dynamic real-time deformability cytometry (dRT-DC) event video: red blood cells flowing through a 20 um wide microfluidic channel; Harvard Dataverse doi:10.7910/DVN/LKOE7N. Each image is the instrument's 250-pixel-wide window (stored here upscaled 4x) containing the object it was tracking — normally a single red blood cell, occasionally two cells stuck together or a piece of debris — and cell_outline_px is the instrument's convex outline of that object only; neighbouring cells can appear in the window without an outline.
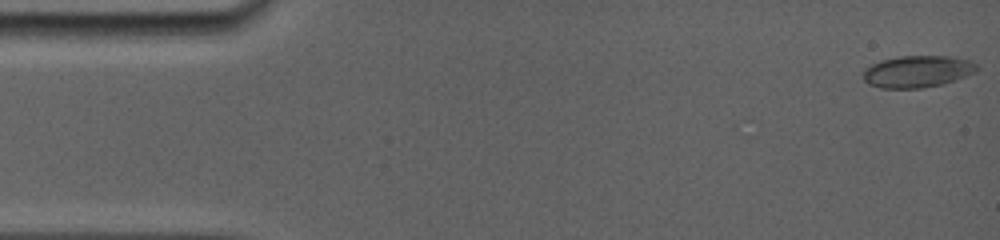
{"species": "common noctule bat (a hibernating species)", "species_latin": "Nyctalus noctula", "temperature_condition": "room temperature", "stored_images_in_passage": 55, "camera_frame_rate_fps": 5000, "um_per_image_px": 0.085, "animal": {"sex": "female", "body_mass_g": 19.0, "forearm_length_mm": 56.7}, "frame": {"image": 1, "passage_image": 1, "time_ms": 0.0, "image_size_px": [1000, 240], "cell_outline_px": [[980, 68], [976, 72], [944, 84], [920, 88], [880, 88], [868, 84], [864, 80], [860, 72], [864, 68], [880, 60], [900, 56], [952, 56], [968, 60], [976, 64]], "centroid_in_image_um": [77.95, 6.08], "position_along_channel_um": 7.1, "area_um2": 21.39}}
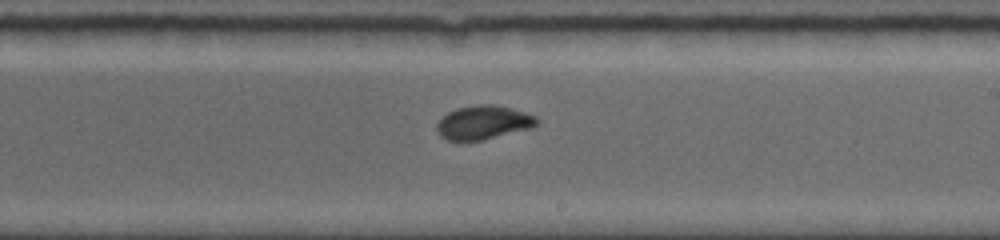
{"frame": {"image": 2, "passage_image": 30, "time_ms": 9.4, "image_size_px": [1000, 240], "cell_outline_px": [[540, 124], [532, 128], [484, 140], [448, 140], [440, 136], [436, 132], [436, 124], [448, 112], [456, 108], [476, 104], [492, 104], [524, 112], [536, 116], [540, 120]], "centroid_in_image_um": [41.11, 10.41], "position_along_channel_um": 247.9, "area_um2": 19.83}}
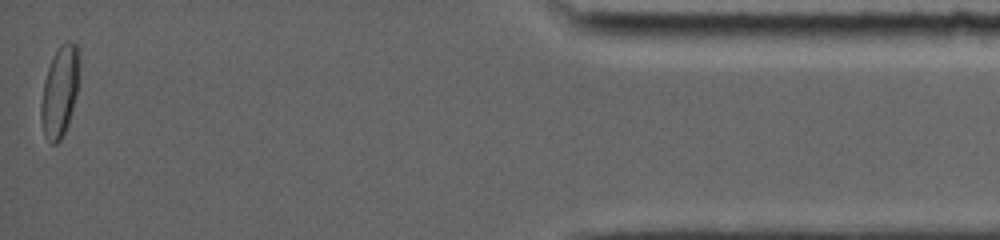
{"frame": {"image": 3, "passage_image": 55, "time_ms": 15.8, "image_size_px": [1000, 240], "cell_outline_px": [[80, 80], [76, 96], [68, 124], [60, 140], [56, 144], [52, 144], [44, 136], [40, 120], [40, 104], [44, 80], [48, 68], [60, 44], [68, 40], [76, 44], [80, 56]], "centroid_in_image_um": [5.09, 7.76], "position_along_channel_um": 430.1, "area_um2": 20.63}, "authors_computed_cell_mechanics": {"area_um2": 19.7676, "velocity_mm_per_s": 3.8847, "shape_relaxation_time_tau1_ms": 5.726, "shape_relaxation_time_tau2_ms": null, "deformation_change_tau1": 0.1526, "deformation_change_tau2": null}}